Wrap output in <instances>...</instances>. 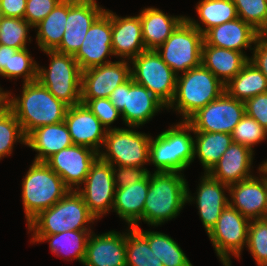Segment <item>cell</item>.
Listing matches in <instances>:
<instances>
[{
	"label": "cell",
	"mask_w": 267,
	"mask_h": 266,
	"mask_svg": "<svg viewBox=\"0 0 267 266\" xmlns=\"http://www.w3.org/2000/svg\"><path fill=\"white\" fill-rule=\"evenodd\" d=\"M6 92V106L27 136L34 129L64 121L68 106L56 99L38 80L23 83L22 95Z\"/></svg>",
	"instance_id": "cell-1"
},
{
	"label": "cell",
	"mask_w": 267,
	"mask_h": 266,
	"mask_svg": "<svg viewBox=\"0 0 267 266\" xmlns=\"http://www.w3.org/2000/svg\"><path fill=\"white\" fill-rule=\"evenodd\" d=\"M187 184L183 173L150 172L143 222L158 227L176 218L187 203Z\"/></svg>",
	"instance_id": "cell-2"
},
{
	"label": "cell",
	"mask_w": 267,
	"mask_h": 266,
	"mask_svg": "<svg viewBox=\"0 0 267 266\" xmlns=\"http://www.w3.org/2000/svg\"><path fill=\"white\" fill-rule=\"evenodd\" d=\"M225 92V85L202 64L177 75L175 94L167 110L174 109L187 121L199 109Z\"/></svg>",
	"instance_id": "cell-3"
},
{
	"label": "cell",
	"mask_w": 267,
	"mask_h": 266,
	"mask_svg": "<svg viewBox=\"0 0 267 266\" xmlns=\"http://www.w3.org/2000/svg\"><path fill=\"white\" fill-rule=\"evenodd\" d=\"M192 126L180 121L150 139L149 165L155 172L182 173L194 161V137Z\"/></svg>",
	"instance_id": "cell-4"
},
{
	"label": "cell",
	"mask_w": 267,
	"mask_h": 266,
	"mask_svg": "<svg viewBox=\"0 0 267 266\" xmlns=\"http://www.w3.org/2000/svg\"><path fill=\"white\" fill-rule=\"evenodd\" d=\"M97 220L88 210L82 195L70 190L49 209L41 211L28 224L32 235H53L68 230H91Z\"/></svg>",
	"instance_id": "cell-5"
},
{
	"label": "cell",
	"mask_w": 267,
	"mask_h": 266,
	"mask_svg": "<svg viewBox=\"0 0 267 266\" xmlns=\"http://www.w3.org/2000/svg\"><path fill=\"white\" fill-rule=\"evenodd\" d=\"M70 189L45 162H32L22 181V204L28 224L41 211L49 209Z\"/></svg>",
	"instance_id": "cell-6"
},
{
	"label": "cell",
	"mask_w": 267,
	"mask_h": 266,
	"mask_svg": "<svg viewBox=\"0 0 267 266\" xmlns=\"http://www.w3.org/2000/svg\"><path fill=\"white\" fill-rule=\"evenodd\" d=\"M50 58L49 69L39 66L37 80L68 107L81 103V73L72 55L56 50L43 51Z\"/></svg>",
	"instance_id": "cell-7"
},
{
	"label": "cell",
	"mask_w": 267,
	"mask_h": 266,
	"mask_svg": "<svg viewBox=\"0 0 267 266\" xmlns=\"http://www.w3.org/2000/svg\"><path fill=\"white\" fill-rule=\"evenodd\" d=\"M135 128L114 127L107 130L99 157L112 166L144 167L148 164L151 135L141 133Z\"/></svg>",
	"instance_id": "cell-8"
},
{
	"label": "cell",
	"mask_w": 267,
	"mask_h": 266,
	"mask_svg": "<svg viewBox=\"0 0 267 266\" xmlns=\"http://www.w3.org/2000/svg\"><path fill=\"white\" fill-rule=\"evenodd\" d=\"M203 43L204 35L185 18L156 52L179 75L201 65Z\"/></svg>",
	"instance_id": "cell-9"
},
{
	"label": "cell",
	"mask_w": 267,
	"mask_h": 266,
	"mask_svg": "<svg viewBox=\"0 0 267 266\" xmlns=\"http://www.w3.org/2000/svg\"><path fill=\"white\" fill-rule=\"evenodd\" d=\"M109 100L120 111L123 123L127 127H140L167 106L146 87L130 78L117 86Z\"/></svg>",
	"instance_id": "cell-10"
},
{
	"label": "cell",
	"mask_w": 267,
	"mask_h": 266,
	"mask_svg": "<svg viewBox=\"0 0 267 266\" xmlns=\"http://www.w3.org/2000/svg\"><path fill=\"white\" fill-rule=\"evenodd\" d=\"M131 78L168 106L175 94L177 74L156 50H145L130 60Z\"/></svg>",
	"instance_id": "cell-11"
},
{
	"label": "cell",
	"mask_w": 267,
	"mask_h": 266,
	"mask_svg": "<svg viewBox=\"0 0 267 266\" xmlns=\"http://www.w3.org/2000/svg\"><path fill=\"white\" fill-rule=\"evenodd\" d=\"M249 223L248 218L228 204L208 233L207 236L223 266H231V255L240 259L241 252L247 245Z\"/></svg>",
	"instance_id": "cell-12"
},
{
	"label": "cell",
	"mask_w": 267,
	"mask_h": 266,
	"mask_svg": "<svg viewBox=\"0 0 267 266\" xmlns=\"http://www.w3.org/2000/svg\"><path fill=\"white\" fill-rule=\"evenodd\" d=\"M245 114V103L224 92L194 113L187 122L193 131L231 134Z\"/></svg>",
	"instance_id": "cell-13"
},
{
	"label": "cell",
	"mask_w": 267,
	"mask_h": 266,
	"mask_svg": "<svg viewBox=\"0 0 267 266\" xmlns=\"http://www.w3.org/2000/svg\"><path fill=\"white\" fill-rule=\"evenodd\" d=\"M77 189L82 195L89 212L97 221L112 210L115 199L113 166L98 157L91 165L84 181Z\"/></svg>",
	"instance_id": "cell-14"
},
{
	"label": "cell",
	"mask_w": 267,
	"mask_h": 266,
	"mask_svg": "<svg viewBox=\"0 0 267 266\" xmlns=\"http://www.w3.org/2000/svg\"><path fill=\"white\" fill-rule=\"evenodd\" d=\"M107 56L112 50V11L106 9L95 19L85 35L84 41L73 56L81 71L111 63Z\"/></svg>",
	"instance_id": "cell-15"
},
{
	"label": "cell",
	"mask_w": 267,
	"mask_h": 266,
	"mask_svg": "<svg viewBox=\"0 0 267 266\" xmlns=\"http://www.w3.org/2000/svg\"><path fill=\"white\" fill-rule=\"evenodd\" d=\"M260 177H252L229 185V205L249 220L265 218L267 211V168L259 165Z\"/></svg>",
	"instance_id": "cell-16"
},
{
	"label": "cell",
	"mask_w": 267,
	"mask_h": 266,
	"mask_svg": "<svg viewBox=\"0 0 267 266\" xmlns=\"http://www.w3.org/2000/svg\"><path fill=\"white\" fill-rule=\"evenodd\" d=\"M98 157L99 153L89 147L72 145L53 154L45 163L62 178L70 190H77Z\"/></svg>",
	"instance_id": "cell-17"
},
{
	"label": "cell",
	"mask_w": 267,
	"mask_h": 266,
	"mask_svg": "<svg viewBox=\"0 0 267 266\" xmlns=\"http://www.w3.org/2000/svg\"><path fill=\"white\" fill-rule=\"evenodd\" d=\"M97 0H67V21L60 45V53L74 56L95 19L105 10Z\"/></svg>",
	"instance_id": "cell-18"
},
{
	"label": "cell",
	"mask_w": 267,
	"mask_h": 266,
	"mask_svg": "<svg viewBox=\"0 0 267 266\" xmlns=\"http://www.w3.org/2000/svg\"><path fill=\"white\" fill-rule=\"evenodd\" d=\"M130 61L118 60L81 73V99L109 98L114 89L131 78Z\"/></svg>",
	"instance_id": "cell-19"
},
{
	"label": "cell",
	"mask_w": 267,
	"mask_h": 266,
	"mask_svg": "<svg viewBox=\"0 0 267 266\" xmlns=\"http://www.w3.org/2000/svg\"><path fill=\"white\" fill-rule=\"evenodd\" d=\"M198 185L194 196H192L187 184L186 201L190 204L195 201L200 219L208 234L216 225L222 211L229 204V199L225 193V191H229V185L214 179L208 173L201 176Z\"/></svg>",
	"instance_id": "cell-20"
},
{
	"label": "cell",
	"mask_w": 267,
	"mask_h": 266,
	"mask_svg": "<svg viewBox=\"0 0 267 266\" xmlns=\"http://www.w3.org/2000/svg\"><path fill=\"white\" fill-rule=\"evenodd\" d=\"M64 122L73 145L86 146L100 153L107 129L85 104L68 107Z\"/></svg>",
	"instance_id": "cell-21"
},
{
	"label": "cell",
	"mask_w": 267,
	"mask_h": 266,
	"mask_svg": "<svg viewBox=\"0 0 267 266\" xmlns=\"http://www.w3.org/2000/svg\"><path fill=\"white\" fill-rule=\"evenodd\" d=\"M83 266H126V232L92 231L86 244Z\"/></svg>",
	"instance_id": "cell-22"
},
{
	"label": "cell",
	"mask_w": 267,
	"mask_h": 266,
	"mask_svg": "<svg viewBox=\"0 0 267 266\" xmlns=\"http://www.w3.org/2000/svg\"><path fill=\"white\" fill-rule=\"evenodd\" d=\"M259 32L239 17L215 26L204 34L203 45H211L246 53L252 50ZM244 51V52H243Z\"/></svg>",
	"instance_id": "cell-23"
},
{
	"label": "cell",
	"mask_w": 267,
	"mask_h": 266,
	"mask_svg": "<svg viewBox=\"0 0 267 266\" xmlns=\"http://www.w3.org/2000/svg\"><path fill=\"white\" fill-rule=\"evenodd\" d=\"M112 50L114 57L129 61L146 50L139 14L120 17L112 11Z\"/></svg>",
	"instance_id": "cell-24"
},
{
	"label": "cell",
	"mask_w": 267,
	"mask_h": 266,
	"mask_svg": "<svg viewBox=\"0 0 267 266\" xmlns=\"http://www.w3.org/2000/svg\"><path fill=\"white\" fill-rule=\"evenodd\" d=\"M253 155L254 151L249 147L232 142L208 174L227 185L248 179L253 176Z\"/></svg>",
	"instance_id": "cell-25"
},
{
	"label": "cell",
	"mask_w": 267,
	"mask_h": 266,
	"mask_svg": "<svg viewBox=\"0 0 267 266\" xmlns=\"http://www.w3.org/2000/svg\"><path fill=\"white\" fill-rule=\"evenodd\" d=\"M150 187V172L132 185L115 189L112 211L123 219L128 227H139L143 221V209Z\"/></svg>",
	"instance_id": "cell-26"
},
{
	"label": "cell",
	"mask_w": 267,
	"mask_h": 266,
	"mask_svg": "<svg viewBox=\"0 0 267 266\" xmlns=\"http://www.w3.org/2000/svg\"><path fill=\"white\" fill-rule=\"evenodd\" d=\"M68 127L64 121L40 126L26 136V146L37 154L34 161L45 162L53 154L72 146Z\"/></svg>",
	"instance_id": "cell-27"
},
{
	"label": "cell",
	"mask_w": 267,
	"mask_h": 266,
	"mask_svg": "<svg viewBox=\"0 0 267 266\" xmlns=\"http://www.w3.org/2000/svg\"><path fill=\"white\" fill-rule=\"evenodd\" d=\"M146 50H156L173 33L186 16H170L163 10L147 7L139 13Z\"/></svg>",
	"instance_id": "cell-28"
},
{
	"label": "cell",
	"mask_w": 267,
	"mask_h": 266,
	"mask_svg": "<svg viewBox=\"0 0 267 266\" xmlns=\"http://www.w3.org/2000/svg\"><path fill=\"white\" fill-rule=\"evenodd\" d=\"M249 61L246 54L221 47L203 45L201 64L224 85L235 77Z\"/></svg>",
	"instance_id": "cell-29"
},
{
	"label": "cell",
	"mask_w": 267,
	"mask_h": 266,
	"mask_svg": "<svg viewBox=\"0 0 267 266\" xmlns=\"http://www.w3.org/2000/svg\"><path fill=\"white\" fill-rule=\"evenodd\" d=\"M92 231L68 230L53 235H32L30 243L49 242L50 250L56 256L60 257L62 255L67 261L76 259L83 264L86 256L87 240Z\"/></svg>",
	"instance_id": "cell-30"
},
{
	"label": "cell",
	"mask_w": 267,
	"mask_h": 266,
	"mask_svg": "<svg viewBox=\"0 0 267 266\" xmlns=\"http://www.w3.org/2000/svg\"><path fill=\"white\" fill-rule=\"evenodd\" d=\"M194 155L208 173L220 160L224 152L233 142L232 135L222 132L194 131Z\"/></svg>",
	"instance_id": "cell-31"
},
{
	"label": "cell",
	"mask_w": 267,
	"mask_h": 266,
	"mask_svg": "<svg viewBox=\"0 0 267 266\" xmlns=\"http://www.w3.org/2000/svg\"><path fill=\"white\" fill-rule=\"evenodd\" d=\"M67 21V0H62L34 29L36 43L43 52L55 50L61 43Z\"/></svg>",
	"instance_id": "cell-32"
},
{
	"label": "cell",
	"mask_w": 267,
	"mask_h": 266,
	"mask_svg": "<svg viewBox=\"0 0 267 266\" xmlns=\"http://www.w3.org/2000/svg\"><path fill=\"white\" fill-rule=\"evenodd\" d=\"M225 92L237 100L245 102L258 94L267 93V79L250 61L226 85Z\"/></svg>",
	"instance_id": "cell-33"
},
{
	"label": "cell",
	"mask_w": 267,
	"mask_h": 266,
	"mask_svg": "<svg viewBox=\"0 0 267 266\" xmlns=\"http://www.w3.org/2000/svg\"><path fill=\"white\" fill-rule=\"evenodd\" d=\"M196 12L205 27L193 18L186 16V19L203 35L215 26L238 18L233 0H199Z\"/></svg>",
	"instance_id": "cell-34"
},
{
	"label": "cell",
	"mask_w": 267,
	"mask_h": 266,
	"mask_svg": "<svg viewBox=\"0 0 267 266\" xmlns=\"http://www.w3.org/2000/svg\"><path fill=\"white\" fill-rule=\"evenodd\" d=\"M135 228L147 239L149 248L164 266H193L178 243L167 234Z\"/></svg>",
	"instance_id": "cell-35"
},
{
	"label": "cell",
	"mask_w": 267,
	"mask_h": 266,
	"mask_svg": "<svg viewBox=\"0 0 267 266\" xmlns=\"http://www.w3.org/2000/svg\"><path fill=\"white\" fill-rule=\"evenodd\" d=\"M126 231V266H164L135 227H127Z\"/></svg>",
	"instance_id": "cell-36"
},
{
	"label": "cell",
	"mask_w": 267,
	"mask_h": 266,
	"mask_svg": "<svg viewBox=\"0 0 267 266\" xmlns=\"http://www.w3.org/2000/svg\"><path fill=\"white\" fill-rule=\"evenodd\" d=\"M16 142L26 145V135L14 113L5 106L0 110V160L12 154Z\"/></svg>",
	"instance_id": "cell-37"
},
{
	"label": "cell",
	"mask_w": 267,
	"mask_h": 266,
	"mask_svg": "<svg viewBox=\"0 0 267 266\" xmlns=\"http://www.w3.org/2000/svg\"><path fill=\"white\" fill-rule=\"evenodd\" d=\"M31 28L25 19L0 16V44L18 50L27 48Z\"/></svg>",
	"instance_id": "cell-38"
},
{
	"label": "cell",
	"mask_w": 267,
	"mask_h": 266,
	"mask_svg": "<svg viewBox=\"0 0 267 266\" xmlns=\"http://www.w3.org/2000/svg\"><path fill=\"white\" fill-rule=\"evenodd\" d=\"M246 248L257 266H267V219L250 220Z\"/></svg>",
	"instance_id": "cell-39"
},
{
	"label": "cell",
	"mask_w": 267,
	"mask_h": 266,
	"mask_svg": "<svg viewBox=\"0 0 267 266\" xmlns=\"http://www.w3.org/2000/svg\"><path fill=\"white\" fill-rule=\"evenodd\" d=\"M231 135L233 142L247 146L253 151V146L267 139V130L245 114Z\"/></svg>",
	"instance_id": "cell-40"
},
{
	"label": "cell",
	"mask_w": 267,
	"mask_h": 266,
	"mask_svg": "<svg viewBox=\"0 0 267 266\" xmlns=\"http://www.w3.org/2000/svg\"><path fill=\"white\" fill-rule=\"evenodd\" d=\"M238 17L258 32L267 24V0H233Z\"/></svg>",
	"instance_id": "cell-41"
},
{
	"label": "cell",
	"mask_w": 267,
	"mask_h": 266,
	"mask_svg": "<svg viewBox=\"0 0 267 266\" xmlns=\"http://www.w3.org/2000/svg\"><path fill=\"white\" fill-rule=\"evenodd\" d=\"M38 63L33 60L28 48L18 50L12 56L9 79L22 78L23 83L37 80Z\"/></svg>",
	"instance_id": "cell-42"
},
{
	"label": "cell",
	"mask_w": 267,
	"mask_h": 266,
	"mask_svg": "<svg viewBox=\"0 0 267 266\" xmlns=\"http://www.w3.org/2000/svg\"><path fill=\"white\" fill-rule=\"evenodd\" d=\"M81 103L88 107L107 130L113 129L110 125L121 116L109 98L81 99Z\"/></svg>",
	"instance_id": "cell-43"
},
{
	"label": "cell",
	"mask_w": 267,
	"mask_h": 266,
	"mask_svg": "<svg viewBox=\"0 0 267 266\" xmlns=\"http://www.w3.org/2000/svg\"><path fill=\"white\" fill-rule=\"evenodd\" d=\"M62 0H27L24 19L34 28Z\"/></svg>",
	"instance_id": "cell-44"
},
{
	"label": "cell",
	"mask_w": 267,
	"mask_h": 266,
	"mask_svg": "<svg viewBox=\"0 0 267 266\" xmlns=\"http://www.w3.org/2000/svg\"><path fill=\"white\" fill-rule=\"evenodd\" d=\"M149 172L145 167L113 166L115 188L126 187L141 181Z\"/></svg>",
	"instance_id": "cell-45"
},
{
	"label": "cell",
	"mask_w": 267,
	"mask_h": 266,
	"mask_svg": "<svg viewBox=\"0 0 267 266\" xmlns=\"http://www.w3.org/2000/svg\"><path fill=\"white\" fill-rule=\"evenodd\" d=\"M244 103L246 115L255 119L267 130V93L258 94Z\"/></svg>",
	"instance_id": "cell-46"
},
{
	"label": "cell",
	"mask_w": 267,
	"mask_h": 266,
	"mask_svg": "<svg viewBox=\"0 0 267 266\" xmlns=\"http://www.w3.org/2000/svg\"><path fill=\"white\" fill-rule=\"evenodd\" d=\"M27 0H0V16L24 19Z\"/></svg>",
	"instance_id": "cell-47"
},
{
	"label": "cell",
	"mask_w": 267,
	"mask_h": 266,
	"mask_svg": "<svg viewBox=\"0 0 267 266\" xmlns=\"http://www.w3.org/2000/svg\"><path fill=\"white\" fill-rule=\"evenodd\" d=\"M249 61L253 63L267 79V46L258 38L252 49Z\"/></svg>",
	"instance_id": "cell-48"
},
{
	"label": "cell",
	"mask_w": 267,
	"mask_h": 266,
	"mask_svg": "<svg viewBox=\"0 0 267 266\" xmlns=\"http://www.w3.org/2000/svg\"><path fill=\"white\" fill-rule=\"evenodd\" d=\"M18 49L0 44V76L9 78V69H11L12 56Z\"/></svg>",
	"instance_id": "cell-49"
},
{
	"label": "cell",
	"mask_w": 267,
	"mask_h": 266,
	"mask_svg": "<svg viewBox=\"0 0 267 266\" xmlns=\"http://www.w3.org/2000/svg\"><path fill=\"white\" fill-rule=\"evenodd\" d=\"M258 38L267 46V24L259 31Z\"/></svg>",
	"instance_id": "cell-50"
},
{
	"label": "cell",
	"mask_w": 267,
	"mask_h": 266,
	"mask_svg": "<svg viewBox=\"0 0 267 266\" xmlns=\"http://www.w3.org/2000/svg\"><path fill=\"white\" fill-rule=\"evenodd\" d=\"M6 106V91L0 87V110Z\"/></svg>",
	"instance_id": "cell-51"
},
{
	"label": "cell",
	"mask_w": 267,
	"mask_h": 266,
	"mask_svg": "<svg viewBox=\"0 0 267 266\" xmlns=\"http://www.w3.org/2000/svg\"><path fill=\"white\" fill-rule=\"evenodd\" d=\"M264 166L267 168V159L265 161H263Z\"/></svg>",
	"instance_id": "cell-52"
}]
</instances>
